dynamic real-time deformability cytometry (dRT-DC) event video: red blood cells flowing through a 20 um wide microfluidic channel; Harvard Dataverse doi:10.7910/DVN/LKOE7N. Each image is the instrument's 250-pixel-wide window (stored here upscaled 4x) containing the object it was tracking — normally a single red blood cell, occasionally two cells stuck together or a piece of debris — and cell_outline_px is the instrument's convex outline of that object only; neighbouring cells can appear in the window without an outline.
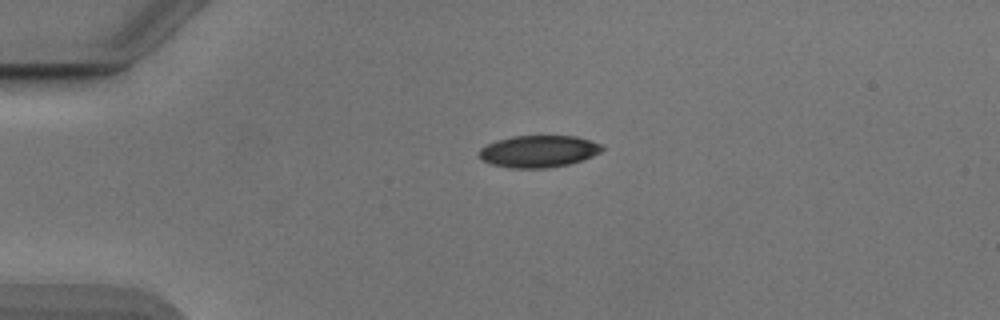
{"species": "Egyptian fruit bat (a non-hibernating species)", "species_latin": "Rousettus aegyptiacus", "temperature_condition": "cold", "stored_images_in_passage": 35, "camera_frame_rate_fps": 3000, "um_per_image_px": 0.085, "animal": {"sex": "male"}, "frame": {"image": 1, "passage_image": 1, "time_ms": 0.0, "image_size_px": [1000, 320], "cell_outline_px": [[604, 148], [600, 152], [592, 156], [568, 164], [548, 168], [512, 168], [492, 164], [484, 160], [480, 156], [480, 148], [496, 140], [512, 136], [576, 136], [592, 140], [600, 144]], "centroid_in_image_um": [45.8, 12.85], "position_along_channel_um": 39.2, "area_um2": 22.72}}
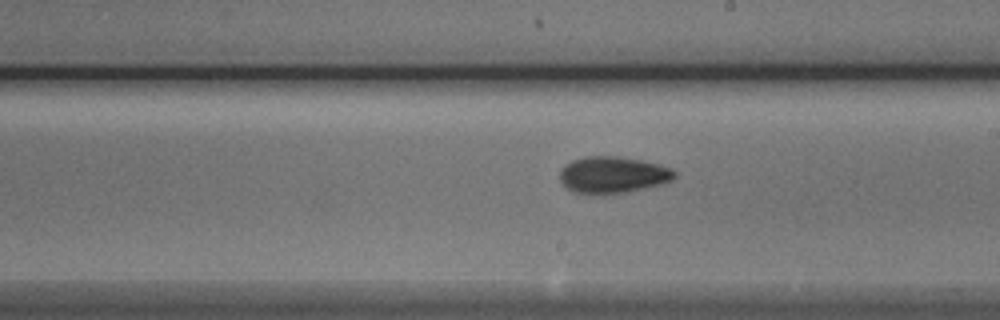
{"frame": {"image": 2, "passage_image": 19, "time_ms": 6.0, "image_size_px": [1000, 320], "cell_outline_px": [[676, 176], [672, 180], [660, 184], [624, 192], [576, 192], [568, 188], [560, 180], [560, 172], [564, 164], [572, 160], [584, 156], [620, 156], [660, 164], [672, 168], [676, 172]], "centroid_in_image_um": [52.11, 14.81], "position_along_channel_um": 236.9, "area_um2": 23.99}}
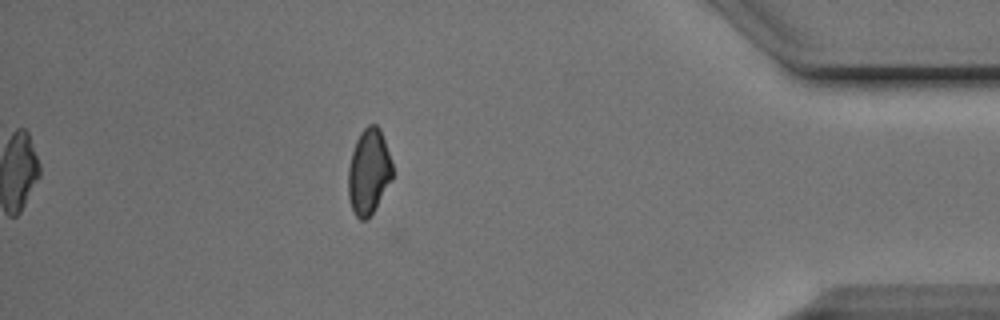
{"frame": {"image": 3, "passage_image": 35, "time_ms": 11.333, "image_size_px": [1000, 320], "cell_outline_px": [[392, 180], [372, 212], [364, 220], [360, 220], [356, 216], [352, 208], [348, 196], [348, 168], [352, 152], [356, 140], [360, 132], [368, 124], [376, 124], [380, 128], [392, 164]], "centroid_in_image_um": [31.33, 14.56], "position_along_channel_um": 403.9, "area_um2": 21.79}, "authors_computed_cell_mechanics": {"area_um2": 23.2934, "velocity_mm_per_s": 3.8994, "shape_relaxation_time_tau1_ms": 3.5679, "shape_relaxation_time_tau2_ms": 3.2063, "deformation_change_tau1": 0.1078, "deformation_change_tau2": 0.0849}}